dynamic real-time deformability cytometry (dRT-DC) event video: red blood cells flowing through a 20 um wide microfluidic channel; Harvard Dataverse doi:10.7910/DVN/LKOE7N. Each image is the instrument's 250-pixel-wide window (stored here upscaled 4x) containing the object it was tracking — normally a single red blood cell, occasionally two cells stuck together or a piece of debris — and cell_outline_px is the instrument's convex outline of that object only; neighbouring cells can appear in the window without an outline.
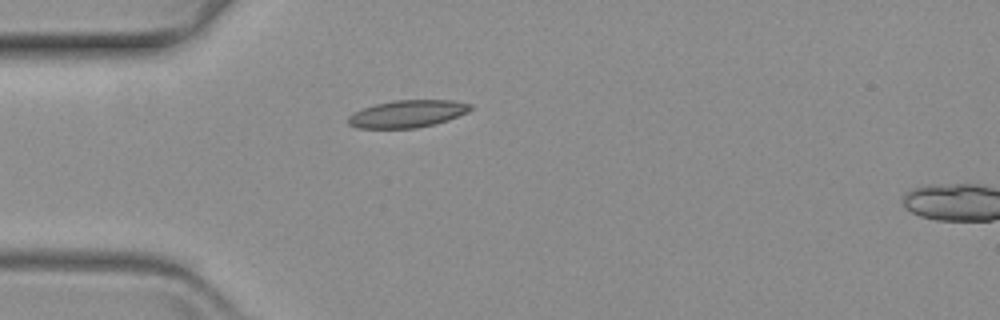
{"species": "common noctule bat (a hibernating species)", "species_latin": "Nyctalus noctula", "temperature_condition": "warm", "stored_images_in_passage": 41, "camera_frame_rate_fps": 3000, "um_per_image_px": 0.085, "animal": {"sex": "female", "body_mass_g": 19.3, "forearm_length_mm": 54.1}, "frame": {"image": 1, "passage_image": 1, "time_ms": 0.0, "image_size_px": [1000, 320], "cell_outline_px": [[472, 108], [468, 112], [448, 120], [416, 128], [356, 128], [348, 124], [348, 116], [352, 112], [376, 104], [392, 100], [452, 100], [472, 104]], "centroid_in_image_um": [34.62, 9.67], "position_along_channel_um": 50.4, "area_um2": 19.48}}
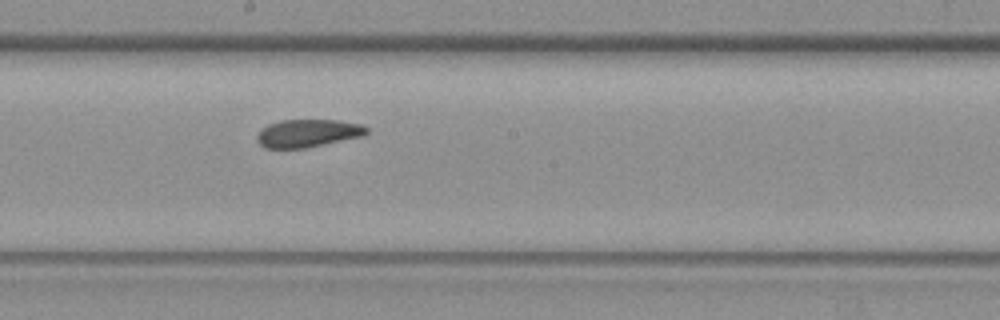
{"frame": {"image": 2, "passage_image": 17, "time_ms": 5.333, "image_size_px": [1000, 320], "cell_outline_px": [[368, 132], [364, 136], [304, 148], [264, 148], [256, 140], [256, 136], [268, 124], [280, 120], [340, 120], [360, 124], [368, 128]], "centroid_in_image_um": [26.18, 11.32], "position_along_channel_um": 222.0, "area_um2": 17.74}}
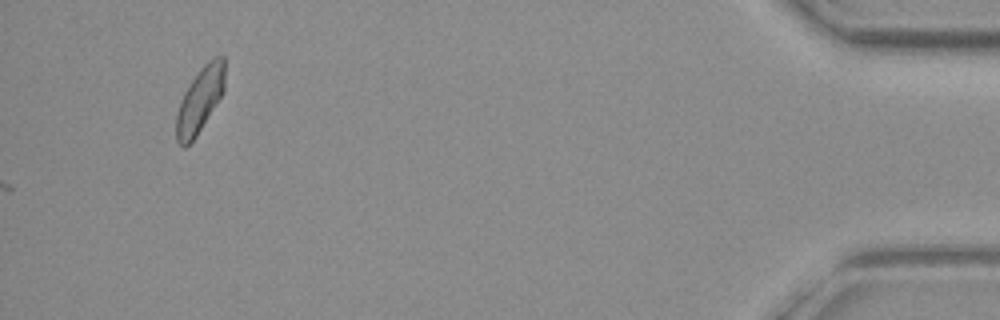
{"frame": {"image": 3, "passage_image": 41, "time_ms": 13.333, "image_size_px": [1000, 320], "cell_outline_px": [[224, 92], [196, 136], [184, 148], [176, 140], [176, 112], [180, 100], [184, 92], [200, 68], [208, 60], [216, 56], [224, 56]], "centroid_in_image_um": [16.98, 8.49], "position_along_channel_um": 418.2, "area_um2": 18.32}}